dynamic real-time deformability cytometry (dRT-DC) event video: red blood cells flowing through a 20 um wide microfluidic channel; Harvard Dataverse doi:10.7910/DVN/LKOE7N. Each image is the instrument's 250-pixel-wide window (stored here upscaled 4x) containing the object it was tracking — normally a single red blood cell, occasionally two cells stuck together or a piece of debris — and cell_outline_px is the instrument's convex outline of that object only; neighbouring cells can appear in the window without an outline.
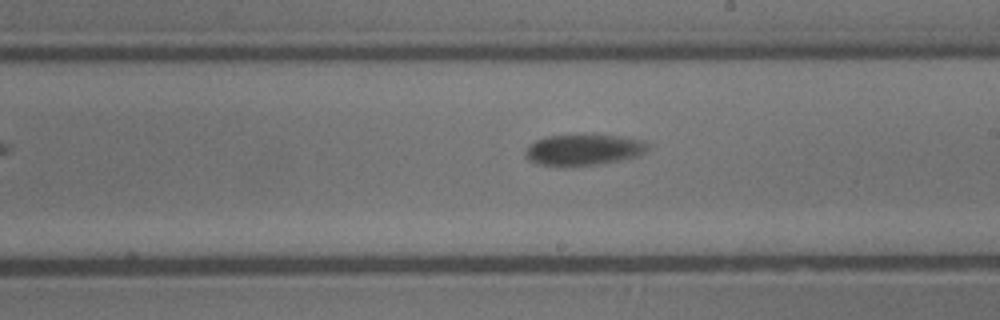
{"species": "common noctule bat (a hibernating species)", "species_latin": "Nyctalus noctula", "temperature_condition": "cold", "stored_images_in_passage": 9, "camera_frame_rate_fps": 3000, "um_per_image_px": 0.085, "animal": {"sex": "male", "body_mass_g": 13.3}, "frame": {"image": 1, "passage_image": 9, "time_ms": 2.667, "image_size_px": [1000, 320], "cell_outline_px": [[652, 144], [640, 156], [600, 164], [572, 168], [536, 164], [528, 160], [524, 156], [524, 152], [528, 144], [536, 140], [548, 136], [592, 132], [620, 136], [644, 140]], "centroid_in_image_um": [49.6, 12.72], "position_along_channel_um": 239.4, "area_um2": 23.64}}